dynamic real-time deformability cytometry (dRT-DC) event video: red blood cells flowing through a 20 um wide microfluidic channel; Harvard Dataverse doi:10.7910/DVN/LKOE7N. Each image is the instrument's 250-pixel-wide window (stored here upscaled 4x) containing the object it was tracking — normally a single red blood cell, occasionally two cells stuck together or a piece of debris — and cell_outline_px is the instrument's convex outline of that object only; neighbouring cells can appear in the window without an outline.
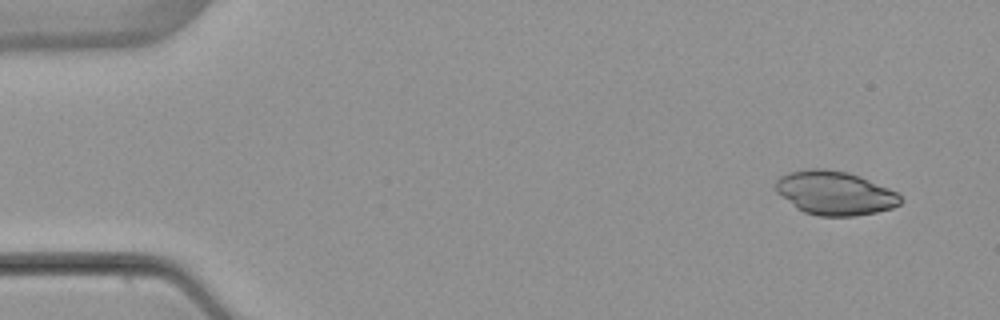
{"species": "common noctule bat (a hibernating species)", "species_latin": "Nyctalus noctula", "temperature_condition": "warm", "stored_images_in_passage": 4, "camera_frame_rate_fps": 3000, "um_per_image_px": 0.085, "animal": {"sex": "female", "body_mass_g": 22.7, "forearm_length_mm": 54.2}, "frame": {"image": 1, "passage_image": 1, "time_ms": 0.0, "image_size_px": [1000, 320], "cell_outline_px": [[904, 200], [900, 204], [892, 208], [876, 212], [852, 216], [820, 216], [804, 212], [796, 208], [776, 192], [776, 180], [780, 176], [788, 172], [812, 168], [820, 168], [848, 172], [860, 176], [888, 188], [896, 192]], "centroid_in_image_um": [70.95, 16.41], "position_along_channel_um": 14.1, "area_um2": 31.85}}